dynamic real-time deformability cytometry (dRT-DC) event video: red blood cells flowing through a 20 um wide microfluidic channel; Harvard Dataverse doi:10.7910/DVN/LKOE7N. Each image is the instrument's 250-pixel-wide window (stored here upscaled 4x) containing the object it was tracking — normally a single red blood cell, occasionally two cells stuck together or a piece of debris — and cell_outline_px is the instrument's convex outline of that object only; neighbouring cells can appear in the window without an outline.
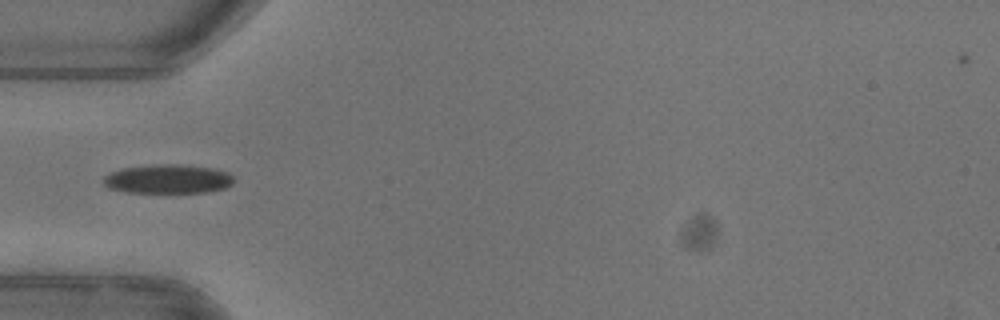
{"species": "common noctule bat (a hibernating species)", "species_latin": "Nyctalus noctula", "temperature_condition": "warm", "stored_images_in_passage": 36, "camera_frame_rate_fps": 3000, "um_per_image_px": 0.085, "animal": {"sex": "female"}, "frame": {"image": 1, "passage_image": 1, "time_ms": 0.0, "image_size_px": [1000, 320], "cell_outline_px": [[232, 184], [224, 188], [208, 192], [128, 192], [108, 188], [104, 184], [104, 176], [112, 172], [124, 168], [152, 164], [184, 164], [212, 168], [228, 172], [232, 176]], "centroid_in_image_um": [14.28, 15.2], "position_along_channel_um": 70.7, "area_um2": 21.96}, "authors_computed_cell_mechanics": {"area_um2": 21.7617, "velocity_mm_per_s": 3.9594, "shape_relaxation_time_tau1_ms": 3.6558, "shape_relaxation_time_tau2_ms": 1.8344, "deformation_change_tau1": 0.1394, "deformation_change_tau2": 0.0517}}